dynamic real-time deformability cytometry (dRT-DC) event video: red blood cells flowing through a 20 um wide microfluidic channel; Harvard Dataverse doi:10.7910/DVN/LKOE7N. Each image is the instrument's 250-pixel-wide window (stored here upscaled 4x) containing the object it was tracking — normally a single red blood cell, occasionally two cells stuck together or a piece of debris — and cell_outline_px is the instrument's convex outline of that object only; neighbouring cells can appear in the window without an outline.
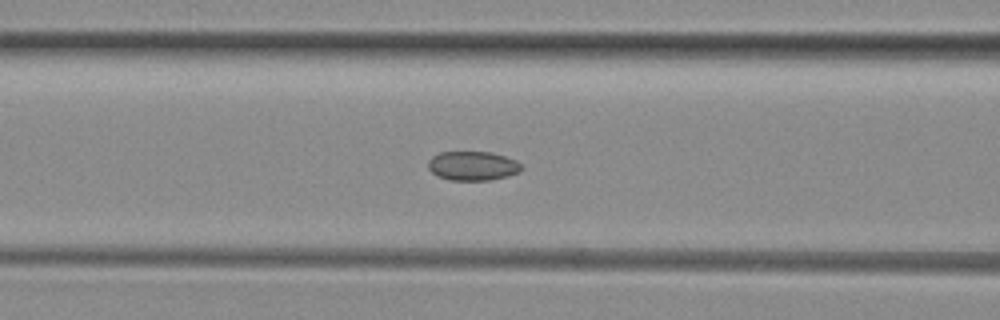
{"species": "common noctule bat (a hibernating species)", "species_latin": "Nyctalus noctula", "temperature_condition": "room temperature", "stored_images_in_passage": 6, "camera_frame_rate_fps": 3000, "um_per_image_px": 0.085, "animal": {"sex": "female", "body_mass_g": 29.2, "forearm_length_mm": 56.3}, "frame": {"image": 1, "passage_image": 6, "time_ms": 6.667, "image_size_px": [1000, 320], "cell_outline_px": [[524, 168], [520, 172], [508, 176], [488, 180], [448, 180], [436, 176], [428, 168], [428, 160], [432, 156], [440, 152], [492, 152], [516, 160]], "centroid_in_image_um": [40.17, 14.1], "position_along_channel_um": 126.4, "area_um2": 16.01}}